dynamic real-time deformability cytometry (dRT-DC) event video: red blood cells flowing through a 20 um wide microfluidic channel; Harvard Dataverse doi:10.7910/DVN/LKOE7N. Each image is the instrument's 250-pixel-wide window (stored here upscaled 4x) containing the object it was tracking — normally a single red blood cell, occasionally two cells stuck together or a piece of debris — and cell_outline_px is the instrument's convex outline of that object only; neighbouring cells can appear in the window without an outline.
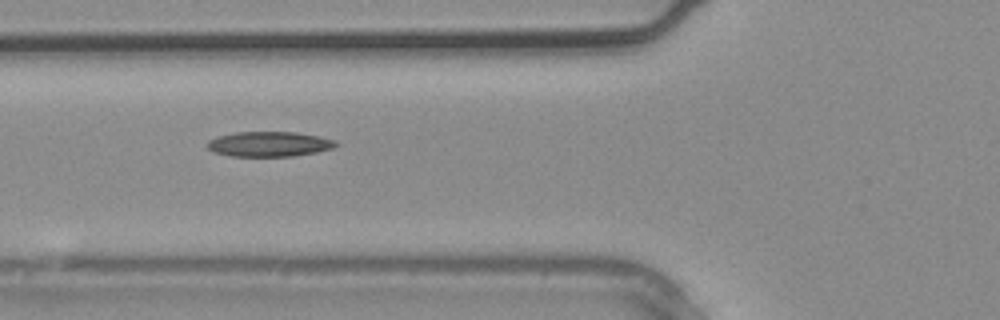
{"species": "common noctule bat (a hibernating species)", "species_latin": "Nyctalus noctula", "temperature_condition": "warm", "stored_images_in_passage": 4, "segment_of_instrument_passage": [2, 2], "camera_frame_rate_fps": 3000, "um_per_image_px": 0.085, "animal": {"sex": "male", "body_mass_g": 20.4}, "frame": {"image": 1, "passage_image": 4, "time_ms": 1.0, "image_size_px": [1000, 320], "cell_outline_px": [[340, 144], [332, 148], [316, 152], [292, 156], [228, 156], [212, 152], [204, 144], [208, 140], [216, 136], [236, 132], [296, 132], [320, 136], [336, 140]], "centroid_in_image_um": [22.84, 12.24], "position_along_channel_um": 103.0, "area_um2": 19.02}}